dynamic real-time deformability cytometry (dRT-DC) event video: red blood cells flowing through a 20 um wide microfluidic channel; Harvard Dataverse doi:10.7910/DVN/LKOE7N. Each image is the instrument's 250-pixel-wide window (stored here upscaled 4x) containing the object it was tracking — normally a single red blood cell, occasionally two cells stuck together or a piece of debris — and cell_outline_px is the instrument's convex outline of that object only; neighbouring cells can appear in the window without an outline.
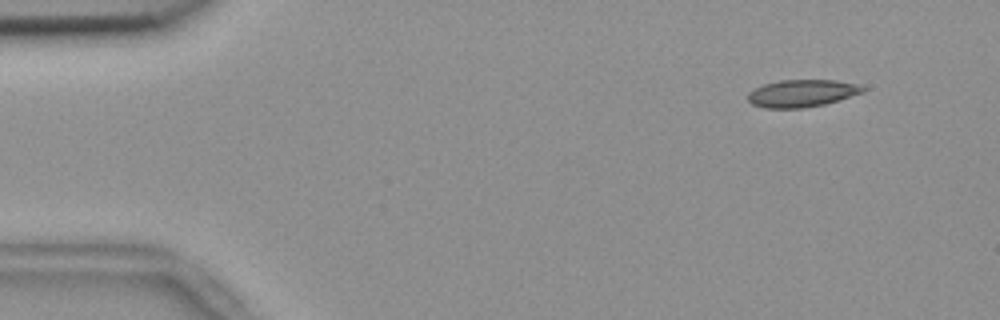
{"species": "common noctule bat (a hibernating species)", "species_latin": "Nyctalus noctula", "temperature_condition": "room temperature", "stored_images_in_passage": 54, "camera_frame_rate_fps": 3000, "um_per_image_px": 0.085, "animal": {"sex": "female", "body_mass_g": 18.4}, "frame": {"image": 1, "passage_image": 4, "time_ms": 1.0, "image_size_px": [1000, 320], "cell_outline_px": [[864, 92], [824, 104], [804, 108], [764, 108], [752, 104], [748, 100], [748, 92], [752, 88], [764, 84], [780, 80], [836, 80], [856, 84], [864, 88]], "centroid_in_image_um": [68.1, 7.93], "position_along_channel_um": 16.9, "area_um2": 18.26}}
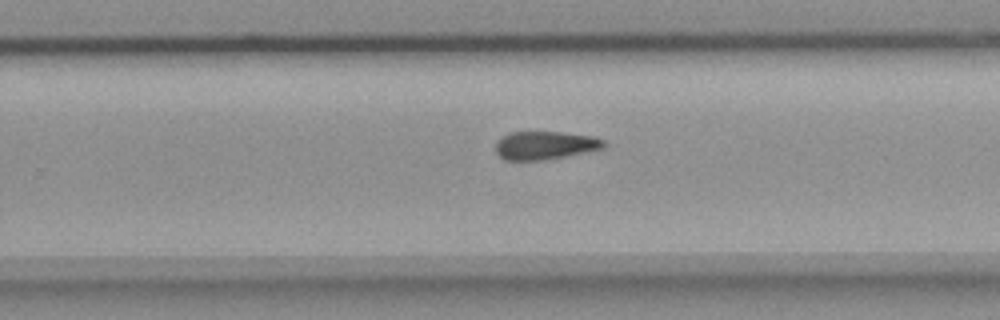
{"frame": {"image": 2, "passage_image": 34, "time_ms": 11.0, "image_size_px": [1000, 320], "cell_outline_px": [[608, 144], [604, 148], [544, 160], [504, 160], [496, 152], [496, 140], [500, 136], [508, 132], [560, 132], [592, 136], [604, 140]], "centroid_in_image_um": [46.3, 12.34], "position_along_channel_um": 283.5, "area_um2": 17.86}}
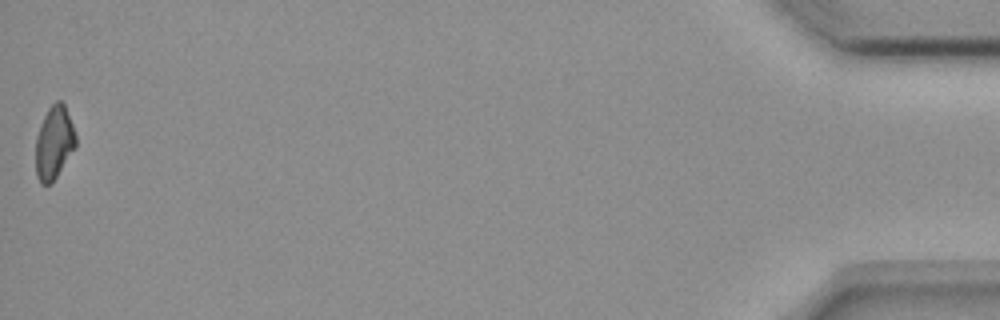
{"frame": {"image": 3, "passage_image": 54, "time_ms": 17.667, "image_size_px": [1000, 320], "cell_outline_px": [[76, 148], [56, 176], [48, 184], [40, 184], [36, 176], [36, 136], [40, 124], [48, 108], [56, 100], [60, 100], [64, 104], [72, 124], [76, 136]], "centroid_in_image_um": [4.59, 12.11], "position_along_channel_um": 430.6, "area_um2": 16.99}}